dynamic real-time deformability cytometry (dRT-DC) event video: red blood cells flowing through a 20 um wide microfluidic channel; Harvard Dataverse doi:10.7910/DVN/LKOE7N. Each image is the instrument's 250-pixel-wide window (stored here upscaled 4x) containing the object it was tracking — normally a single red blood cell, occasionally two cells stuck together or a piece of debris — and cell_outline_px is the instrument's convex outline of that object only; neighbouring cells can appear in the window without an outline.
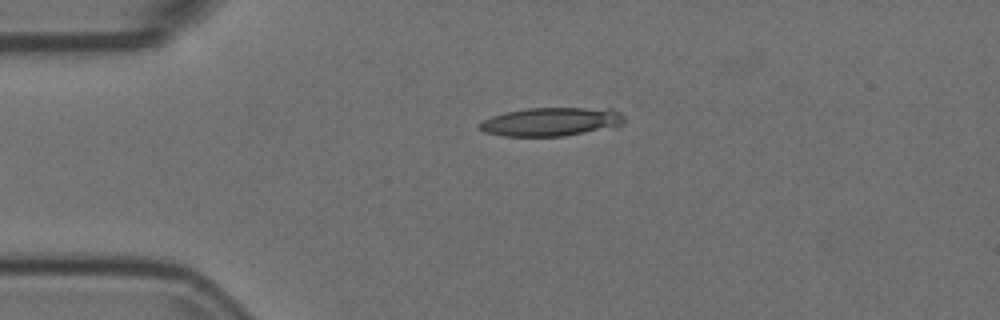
{"species": "Egyptian fruit bat (a non-hibernating species)", "species_latin": "Rousettus aegyptiacus", "temperature_condition": "room temperature", "stored_images_in_passage": 5, "camera_frame_rate_fps": 3000, "um_per_image_px": 0.085, "animal": {"sex": "female"}, "frame": {"image": 1, "passage_image": 5, "time_ms": 1.333, "image_size_px": [1000, 320], "cell_outline_px": [[624, 124], [616, 128], [564, 136], [504, 136], [484, 132], [476, 124], [492, 116], [504, 112], [528, 108], [612, 108], [620, 112], [624, 116]], "centroid_in_image_um": [46.92, 10.35], "position_along_channel_um": 38.1, "area_um2": 24.57}}